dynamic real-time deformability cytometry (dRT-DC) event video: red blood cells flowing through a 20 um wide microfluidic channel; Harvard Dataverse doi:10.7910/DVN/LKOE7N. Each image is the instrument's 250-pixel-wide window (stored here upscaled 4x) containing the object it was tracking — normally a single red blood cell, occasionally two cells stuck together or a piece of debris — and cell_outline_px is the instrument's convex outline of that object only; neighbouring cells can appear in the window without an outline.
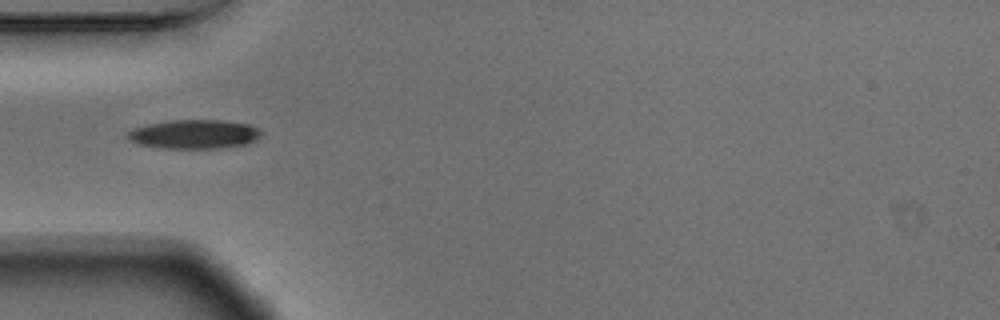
{"species": "Egyptian fruit bat (a non-hibernating species)", "species_latin": "Rousettus aegyptiacus", "temperature_condition": "warm", "stored_images_in_passage": 38, "camera_frame_rate_fps": 3000, "um_per_image_px": 0.085, "animal": {"sex": "male"}, "frame": {"image": 1, "passage_image": 1, "time_ms": 0.0, "image_size_px": [1000, 320], "cell_outline_px": [[260, 136], [256, 140], [244, 144], [224, 148], [160, 148], [140, 144], [132, 140], [128, 136], [128, 132], [132, 128], [148, 124], [172, 120], [220, 120], [248, 124], [256, 128], [260, 132]], "centroid_in_image_um": [16.51, 11.41], "position_along_channel_um": 68.5, "area_um2": 22.31}}
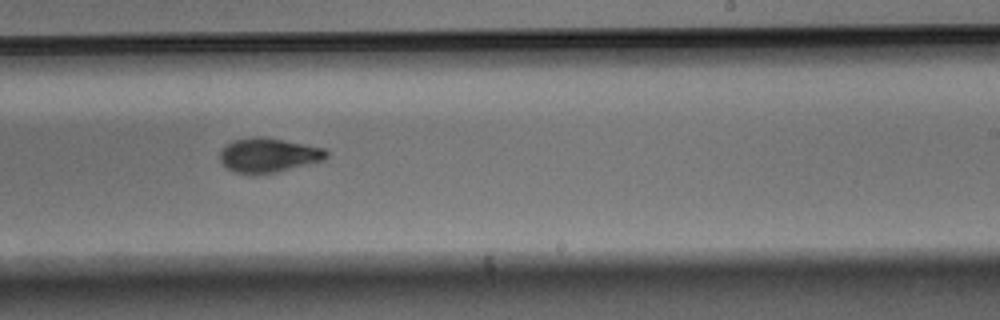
{"frame": {"image": 2, "passage_image": 17, "time_ms": 5.333, "image_size_px": [1000, 320], "cell_outline_px": [[328, 156], [324, 160], [276, 172], [256, 176], [252, 176], [236, 172], [228, 168], [220, 160], [220, 152], [232, 140], [252, 136], [264, 136], [324, 148], [328, 152]], "centroid_in_image_um": [22.81, 13.2], "position_along_channel_um": 266.2, "area_um2": 21.5}}
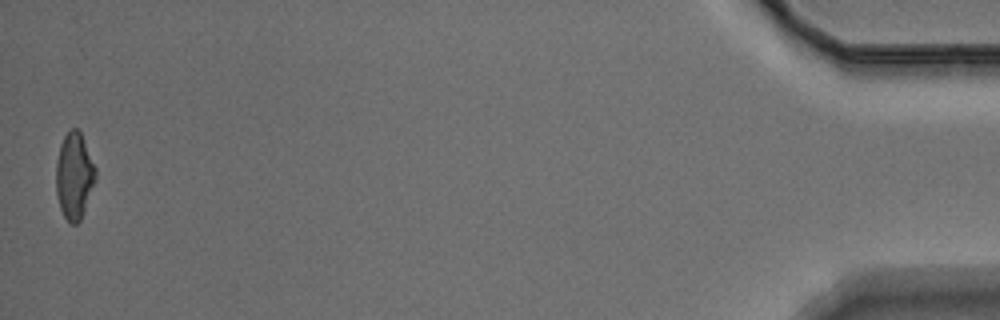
{"frame": {"image": 3, "passage_image": 38, "time_ms": 12.333, "image_size_px": [1000, 320], "cell_outline_px": [[96, 180], [80, 220], [76, 224], [72, 224], [64, 216], [60, 208], [56, 192], [56, 164], [60, 144], [64, 136], [72, 128], [76, 128], [80, 132], [96, 168]], "centroid_in_image_um": [6.31, 14.95], "position_along_channel_um": 428.9, "area_um2": 19.71}, "authors_computed_cell_mechanics": {"area_um2": 21.4438, "velocity_mm_per_s": 3.6865, "shape_relaxation_time_tau1_ms": 3.2261, "shape_relaxation_time_tau2_ms": 4.4829, "deformation_change_tau1": 0.1188, "deformation_change_tau2": 0.1053}}